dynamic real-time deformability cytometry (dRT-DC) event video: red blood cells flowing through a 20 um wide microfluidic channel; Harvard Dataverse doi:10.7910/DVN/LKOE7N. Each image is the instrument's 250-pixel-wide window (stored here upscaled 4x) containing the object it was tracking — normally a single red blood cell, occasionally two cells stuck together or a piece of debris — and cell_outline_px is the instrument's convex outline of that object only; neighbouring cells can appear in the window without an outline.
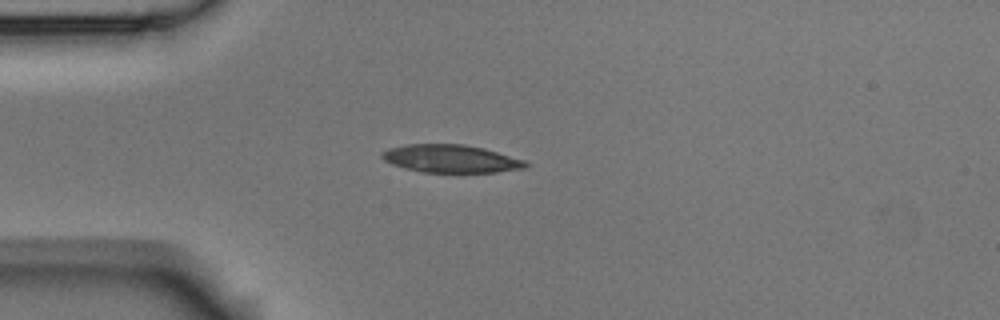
{"species": "Egyptian fruit bat (a non-hibernating species)", "species_latin": "Rousettus aegyptiacus", "temperature_condition": "room temperature", "stored_images_in_passage": 42, "camera_frame_rate_fps": 3000, "um_per_image_px": 0.085, "animal": {"sex": "male"}, "frame": {"image": 1, "passage_image": 1, "time_ms": 0.0, "image_size_px": [1000, 320], "cell_outline_px": [[528, 164], [524, 168], [496, 172], [424, 172], [404, 168], [392, 164], [384, 160], [380, 156], [380, 152], [388, 148], [408, 144], [464, 144], [484, 148], [528, 160]], "centroid_in_image_um": [38.33, 13.48], "position_along_channel_um": 46.7, "area_um2": 23.47}}
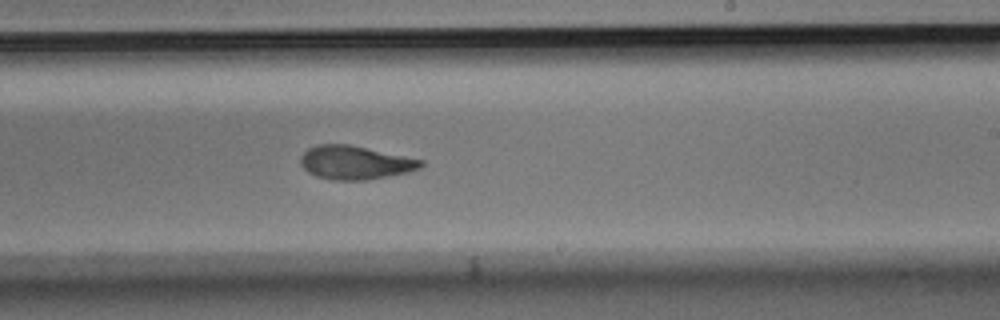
{"frame": {"image": 2, "passage_image": 20, "time_ms": 6.333, "image_size_px": [1000, 320], "cell_outline_px": [[424, 164], [420, 168], [408, 172], [368, 180], [332, 180], [316, 176], [308, 172], [300, 164], [300, 156], [308, 148], [316, 144], [348, 144], [424, 160]], "centroid_in_image_um": [30.16, 13.82], "position_along_channel_um": 258.8, "area_um2": 23.58}}
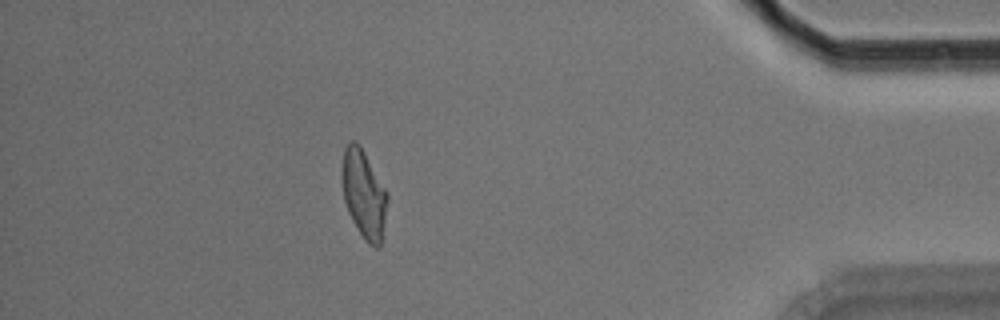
{"frame": {"image": 3, "passage_image": 36, "time_ms": 11.667, "image_size_px": [1000, 320], "cell_outline_px": [[388, 200], [380, 248], [376, 248], [368, 244], [356, 228], [348, 212], [344, 200], [344, 148], [352, 140], [356, 140], [360, 144], [388, 192]], "centroid_in_image_um": [30.97, 16.53], "position_along_channel_um": 404.2, "area_um2": 23.0}, "authors_computed_cell_mechanics": {"area_um2": 23.7269, "velocity_mm_per_s": 3.5754, "shape_relaxation_time_tau1_ms": 5.4179, "shape_relaxation_time_tau2_ms": 1.8529, "deformation_change_tau1": 0.1811, "deformation_change_tau2": 0.0683}}